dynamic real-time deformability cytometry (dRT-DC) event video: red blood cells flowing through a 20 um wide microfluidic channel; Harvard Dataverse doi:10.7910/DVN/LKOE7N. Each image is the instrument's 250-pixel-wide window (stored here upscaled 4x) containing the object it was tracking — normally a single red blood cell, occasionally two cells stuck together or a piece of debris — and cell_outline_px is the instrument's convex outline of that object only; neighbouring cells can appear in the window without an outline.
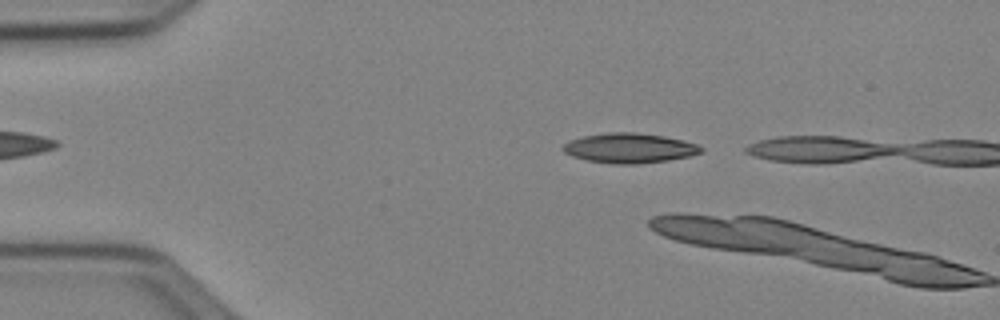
{"species": "Egyptian fruit bat (a non-hibernating species)", "species_latin": "Rousettus aegyptiacus", "temperature_condition": "cold", "stored_images_in_passage": 3, "camera_frame_rate_fps": 3000, "um_per_image_px": 0.085, "animal": {"sex": "female"}, "frame": {"image": 1, "passage_image": 2, "time_ms": 0.333, "image_size_px": [1000, 320], "cell_outline_px": [[704, 148], [700, 152], [688, 156], [668, 160], [636, 164], [616, 164], [588, 160], [572, 156], [564, 152], [560, 148], [564, 144], [572, 140], [584, 136], [608, 132], [636, 132], [664, 136], [696, 144]], "centroid_in_image_um": [53.47, 12.58], "position_along_channel_um": 31.5, "area_um2": 23.7}}